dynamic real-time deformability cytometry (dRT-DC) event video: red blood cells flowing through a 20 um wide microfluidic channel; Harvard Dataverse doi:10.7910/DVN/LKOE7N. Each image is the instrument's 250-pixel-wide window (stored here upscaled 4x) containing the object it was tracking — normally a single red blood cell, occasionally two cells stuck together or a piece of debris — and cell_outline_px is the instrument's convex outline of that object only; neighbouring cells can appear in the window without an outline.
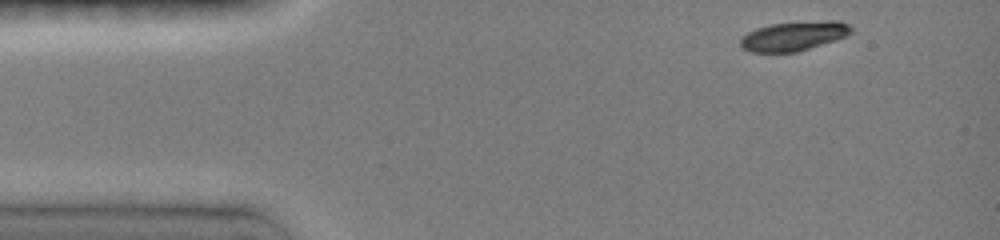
{"species": "common noctule bat (a hibernating species)", "species_latin": "Nyctalus noctula", "temperature_condition": "room temperature", "stored_images_in_passage": 4, "camera_frame_rate_fps": 3000, "um_per_image_px": 0.085, "animal": {"sex": "female", "body_mass_g": 19.0, "forearm_length_mm": 51.5}, "frame": {"image": 1, "passage_image": 1, "time_ms": 0.0, "image_size_px": [1000, 240], "cell_outline_px": [[852, 32], [836, 40], [796, 52], [752, 52], [744, 48], [740, 44], [740, 40], [748, 32], [756, 28], [772, 24], [828, 20], [840, 20], [848, 24], [852, 28]], "centroid_in_image_um": [67.5, 3.06], "position_along_channel_um": 17.5, "area_um2": 18.73}}
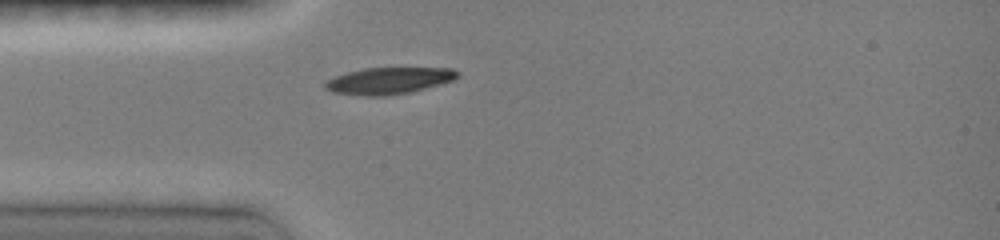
{"frame": {"image": 2, "passage_image": 4, "time_ms": 2.667, "image_size_px": [1000, 240], "cell_outline_px": [[460, 76], [452, 80], [440, 84], [412, 92], [384, 96], [364, 96], [332, 92], [324, 88], [324, 80], [348, 72], [364, 68], [452, 68], [460, 72]], "centroid_in_image_um": [33.04, 6.86], "position_along_channel_um": 52.0, "area_um2": 20.69}}